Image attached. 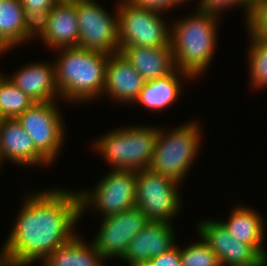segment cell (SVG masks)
Instances as JSON below:
<instances>
[{"instance_id": "4dcf8cb0", "label": "cell", "mask_w": 267, "mask_h": 266, "mask_svg": "<svg viewBox=\"0 0 267 266\" xmlns=\"http://www.w3.org/2000/svg\"><path fill=\"white\" fill-rule=\"evenodd\" d=\"M132 5L143 8L158 11L160 13L164 12V0H127Z\"/></svg>"}, {"instance_id": "7c38bea8", "label": "cell", "mask_w": 267, "mask_h": 266, "mask_svg": "<svg viewBox=\"0 0 267 266\" xmlns=\"http://www.w3.org/2000/svg\"><path fill=\"white\" fill-rule=\"evenodd\" d=\"M196 227L221 266H260L266 260L252 245L234 239L220 221L206 219Z\"/></svg>"}, {"instance_id": "ac0fdd59", "label": "cell", "mask_w": 267, "mask_h": 266, "mask_svg": "<svg viewBox=\"0 0 267 266\" xmlns=\"http://www.w3.org/2000/svg\"><path fill=\"white\" fill-rule=\"evenodd\" d=\"M120 53L145 81L168 76L176 69L171 46H126Z\"/></svg>"}, {"instance_id": "7a4b0ae2", "label": "cell", "mask_w": 267, "mask_h": 266, "mask_svg": "<svg viewBox=\"0 0 267 266\" xmlns=\"http://www.w3.org/2000/svg\"><path fill=\"white\" fill-rule=\"evenodd\" d=\"M59 50V51H58ZM56 84L61 99L78 104L103 96L109 54L81 47L56 49Z\"/></svg>"}, {"instance_id": "9c48e42d", "label": "cell", "mask_w": 267, "mask_h": 266, "mask_svg": "<svg viewBox=\"0 0 267 266\" xmlns=\"http://www.w3.org/2000/svg\"><path fill=\"white\" fill-rule=\"evenodd\" d=\"M56 101L35 102L16 119L32 139L35 149L51 164L61 152L66 127Z\"/></svg>"}, {"instance_id": "f546056e", "label": "cell", "mask_w": 267, "mask_h": 266, "mask_svg": "<svg viewBox=\"0 0 267 266\" xmlns=\"http://www.w3.org/2000/svg\"><path fill=\"white\" fill-rule=\"evenodd\" d=\"M60 0H20L24 11L34 10H52V8L59 2Z\"/></svg>"}, {"instance_id": "484cf974", "label": "cell", "mask_w": 267, "mask_h": 266, "mask_svg": "<svg viewBox=\"0 0 267 266\" xmlns=\"http://www.w3.org/2000/svg\"><path fill=\"white\" fill-rule=\"evenodd\" d=\"M246 25L249 35L267 41V0H254Z\"/></svg>"}, {"instance_id": "4316f807", "label": "cell", "mask_w": 267, "mask_h": 266, "mask_svg": "<svg viewBox=\"0 0 267 266\" xmlns=\"http://www.w3.org/2000/svg\"><path fill=\"white\" fill-rule=\"evenodd\" d=\"M51 10H28L24 14V42L37 36L41 38L47 31ZM36 36V37H35Z\"/></svg>"}, {"instance_id": "9a60e30c", "label": "cell", "mask_w": 267, "mask_h": 266, "mask_svg": "<svg viewBox=\"0 0 267 266\" xmlns=\"http://www.w3.org/2000/svg\"><path fill=\"white\" fill-rule=\"evenodd\" d=\"M145 82L120 52L109 54L103 95L111 96L118 103H134Z\"/></svg>"}, {"instance_id": "603a6c76", "label": "cell", "mask_w": 267, "mask_h": 266, "mask_svg": "<svg viewBox=\"0 0 267 266\" xmlns=\"http://www.w3.org/2000/svg\"><path fill=\"white\" fill-rule=\"evenodd\" d=\"M34 103L7 76L0 74V114L3 119H16Z\"/></svg>"}, {"instance_id": "836d02e7", "label": "cell", "mask_w": 267, "mask_h": 266, "mask_svg": "<svg viewBox=\"0 0 267 266\" xmlns=\"http://www.w3.org/2000/svg\"><path fill=\"white\" fill-rule=\"evenodd\" d=\"M2 162H4V161H3V159H2V157L0 155V166L3 164Z\"/></svg>"}, {"instance_id": "52a82bcc", "label": "cell", "mask_w": 267, "mask_h": 266, "mask_svg": "<svg viewBox=\"0 0 267 266\" xmlns=\"http://www.w3.org/2000/svg\"><path fill=\"white\" fill-rule=\"evenodd\" d=\"M97 182L94 190L77 191L80 199V216L90 208L103 217L128 211L136 207L137 171L111 169Z\"/></svg>"}, {"instance_id": "cb8c5ba5", "label": "cell", "mask_w": 267, "mask_h": 266, "mask_svg": "<svg viewBox=\"0 0 267 266\" xmlns=\"http://www.w3.org/2000/svg\"><path fill=\"white\" fill-rule=\"evenodd\" d=\"M249 74L254 88L267 87V41L257 40L250 35Z\"/></svg>"}, {"instance_id": "8fae6325", "label": "cell", "mask_w": 267, "mask_h": 266, "mask_svg": "<svg viewBox=\"0 0 267 266\" xmlns=\"http://www.w3.org/2000/svg\"><path fill=\"white\" fill-rule=\"evenodd\" d=\"M102 219L93 244L104 260H110L112 257L122 259L132 238L150 222L136 207Z\"/></svg>"}, {"instance_id": "2e32d148", "label": "cell", "mask_w": 267, "mask_h": 266, "mask_svg": "<svg viewBox=\"0 0 267 266\" xmlns=\"http://www.w3.org/2000/svg\"><path fill=\"white\" fill-rule=\"evenodd\" d=\"M8 78L35 102H51L56 97L61 98L56 84L54 62L27 64Z\"/></svg>"}, {"instance_id": "83f0119b", "label": "cell", "mask_w": 267, "mask_h": 266, "mask_svg": "<svg viewBox=\"0 0 267 266\" xmlns=\"http://www.w3.org/2000/svg\"><path fill=\"white\" fill-rule=\"evenodd\" d=\"M253 2L254 0H200L198 3L199 7L197 6L196 10L215 14L220 17V14L221 12L223 13L224 9L229 10V7L232 9L231 7H235V5L239 7L242 6L246 12V23L252 10Z\"/></svg>"}, {"instance_id": "5bb4252c", "label": "cell", "mask_w": 267, "mask_h": 266, "mask_svg": "<svg viewBox=\"0 0 267 266\" xmlns=\"http://www.w3.org/2000/svg\"><path fill=\"white\" fill-rule=\"evenodd\" d=\"M0 155L3 161L24 167L49 166L50 163L35 149L28 133L17 119H3L0 122Z\"/></svg>"}, {"instance_id": "8992f818", "label": "cell", "mask_w": 267, "mask_h": 266, "mask_svg": "<svg viewBox=\"0 0 267 266\" xmlns=\"http://www.w3.org/2000/svg\"><path fill=\"white\" fill-rule=\"evenodd\" d=\"M117 15L119 48L171 46V25L167 26L161 17L162 13L136 7L127 0H119Z\"/></svg>"}, {"instance_id": "6da1fadb", "label": "cell", "mask_w": 267, "mask_h": 266, "mask_svg": "<svg viewBox=\"0 0 267 266\" xmlns=\"http://www.w3.org/2000/svg\"><path fill=\"white\" fill-rule=\"evenodd\" d=\"M0 252V266H29L44 261L76 234L78 192L51 188L28 193Z\"/></svg>"}, {"instance_id": "5b68a950", "label": "cell", "mask_w": 267, "mask_h": 266, "mask_svg": "<svg viewBox=\"0 0 267 266\" xmlns=\"http://www.w3.org/2000/svg\"><path fill=\"white\" fill-rule=\"evenodd\" d=\"M158 128L149 169L181 183L196 159L201 145V128L190 121L172 131Z\"/></svg>"}, {"instance_id": "f1b7e54d", "label": "cell", "mask_w": 267, "mask_h": 266, "mask_svg": "<svg viewBox=\"0 0 267 266\" xmlns=\"http://www.w3.org/2000/svg\"><path fill=\"white\" fill-rule=\"evenodd\" d=\"M145 266H182L180 247L175 246L160 256L151 258Z\"/></svg>"}, {"instance_id": "d6986e66", "label": "cell", "mask_w": 267, "mask_h": 266, "mask_svg": "<svg viewBox=\"0 0 267 266\" xmlns=\"http://www.w3.org/2000/svg\"><path fill=\"white\" fill-rule=\"evenodd\" d=\"M257 213V211L248 206L239 205L232 210L228 220L220 222L234 239L252 245L267 259V252L262 245L265 239L264 232L267 231V218H262V215Z\"/></svg>"}, {"instance_id": "4fadbf2b", "label": "cell", "mask_w": 267, "mask_h": 266, "mask_svg": "<svg viewBox=\"0 0 267 266\" xmlns=\"http://www.w3.org/2000/svg\"><path fill=\"white\" fill-rule=\"evenodd\" d=\"M170 222L150 221L132 238L123 261L129 266H145L148 261L176 246L175 231Z\"/></svg>"}, {"instance_id": "30bf717a", "label": "cell", "mask_w": 267, "mask_h": 266, "mask_svg": "<svg viewBox=\"0 0 267 266\" xmlns=\"http://www.w3.org/2000/svg\"><path fill=\"white\" fill-rule=\"evenodd\" d=\"M115 11L111 15L94 0H76L78 47L106 54L119 53L117 7Z\"/></svg>"}, {"instance_id": "e0dca14e", "label": "cell", "mask_w": 267, "mask_h": 266, "mask_svg": "<svg viewBox=\"0 0 267 266\" xmlns=\"http://www.w3.org/2000/svg\"><path fill=\"white\" fill-rule=\"evenodd\" d=\"M76 0H60L50 11L47 31L41 37L50 49L78 47Z\"/></svg>"}, {"instance_id": "ba28073f", "label": "cell", "mask_w": 267, "mask_h": 266, "mask_svg": "<svg viewBox=\"0 0 267 266\" xmlns=\"http://www.w3.org/2000/svg\"><path fill=\"white\" fill-rule=\"evenodd\" d=\"M179 185L175 180L149 168L137 171L136 208L150 221L172 223L183 205L177 191Z\"/></svg>"}, {"instance_id": "277c9868", "label": "cell", "mask_w": 267, "mask_h": 266, "mask_svg": "<svg viewBox=\"0 0 267 266\" xmlns=\"http://www.w3.org/2000/svg\"><path fill=\"white\" fill-rule=\"evenodd\" d=\"M158 134V127L128 126L118 128L94 142L105 161L118 170L141 171L149 168Z\"/></svg>"}, {"instance_id": "3957f363", "label": "cell", "mask_w": 267, "mask_h": 266, "mask_svg": "<svg viewBox=\"0 0 267 266\" xmlns=\"http://www.w3.org/2000/svg\"><path fill=\"white\" fill-rule=\"evenodd\" d=\"M193 12L196 13L172 21L170 44L176 68L196 79L214 57L219 16Z\"/></svg>"}, {"instance_id": "7402d4cb", "label": "cell", "mask_w": 267, "mask_h": 266, "mask_svg": "<svg viewBox=\"0 0 267 266\" xmlns=\"http://www.w3.org/2000/svg\"><path fill=\"white\" fill-rule=\"evenodd\" d=\"M24 14L20 0H1L0 55L24 44Z\"/></svg>"}, {"instance_id": "d4e9b609", "label": "cell", "mask_w": 267, "mask_h": 266, "mask_svg": "<svg viewBox=\"0 0 267 266\" xmlns=\"http://www.w3.org/2000/svg\"><path fill=\"white\" fill-rule=\"evenodd\" d=\"M180 258L182 266H221L216 253L201 236L199 242L180 248Z\"/></svg>"}, {"instance_id": "1f68e13d", "label": "cell", "mask_w": 267, "mask_h": 266, "mask_svg": "<svg viewBox=\"0 0 267 266\" xmlns=\"http://www.w3.org/2000/svg\"><path fill=\"white\" fill-rule=\"evenodd\" d=\"M189 0H164V11L168 9L176 8L177 5H181L183 3L188 2Z\"/></svg>"}, {"instance_id": "44dd1931", "label": "cell", "mask_w": 267, "mask_h": 266, "mask_svg": "<svg viewBox=\"0 0 267 266\" xmlns=\"http://www.w3.org/2000/svg\"><path fill=\"white\" fill-rule=\"evenodd\" d=\"M82 239L76 233L43 261L44 266H105V260L93 242L87 244Z\"/></svg>"}, {"instance_id": "d6a6232c", "label": "cell", "mask_w": 267, "mask_h": 266, "mask_svg": "<svg viewBox=\"0 0 267 266\" xmlns=\"http://www.w3.org/2000/svg\"><path fill=\"white\" fill-rule=\"evenodd\" d=\"M262 266H267V259L262 263Z\"/></svg>"}, {"instance_id": "ffe728a7", "label": "cell", "mask_w": 267, "mask_h": 266, "mask_svg": "<svg viewBox=\"0 0 267 266\" xmlns=\"http://www.w3.org/2000/svg\"><path fill=\"white\" fill-rule=\"evenodd\" d=\"M181 76L182 80L193 79L187 73L176 68L168 76L146 81L134 103H139L154 112L165 110L174 104L181 95L183 86L181 85Z\"/></svg>"}]
</instances>
